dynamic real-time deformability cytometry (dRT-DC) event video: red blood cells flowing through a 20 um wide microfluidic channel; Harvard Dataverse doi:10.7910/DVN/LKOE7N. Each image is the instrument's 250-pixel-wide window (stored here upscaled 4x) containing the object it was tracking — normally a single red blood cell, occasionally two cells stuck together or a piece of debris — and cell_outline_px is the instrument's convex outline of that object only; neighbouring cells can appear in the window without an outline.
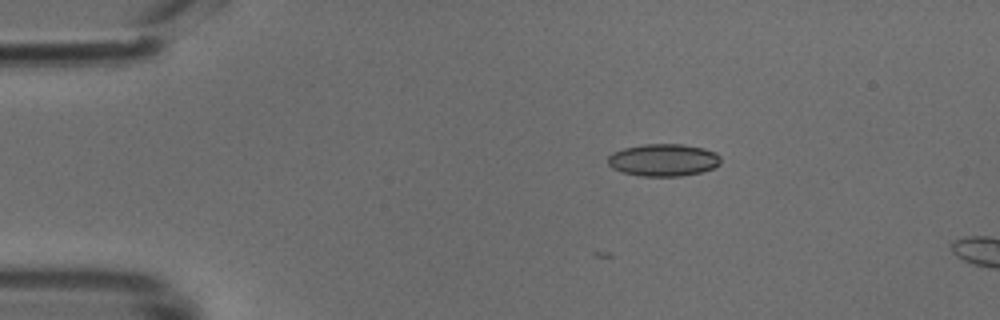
{"species": "common noctule bat (a hibernating species)", "species_latin": "Nyctalus noctula", "temperature_condition": "cold", "stored_images_in_passage": 5, "camera_frame_rate_fps": 3000, "um_per_image_px": 0.085, "animal": {"sex": "male", "body_mass_g": 18.8}, "frame": {"image": 1, "passage_image": 1, "time_ms": 0.0, "image_size_px": [1000, 320], "cell_outline_px": [[720, 164], [712, 168], [700, 172], [680, 176], [644, 176], [624, 172], [612, 168], [608, 164], [608, 156], [612, 152], [624, 148], [644, 144], [684, 144], [704, 148], [716, 152], [720, 156]], "centroid_in_image_um": [56.39, 13.59], "position_along_channel_um": 28.6, "area_um2": 21.21}}